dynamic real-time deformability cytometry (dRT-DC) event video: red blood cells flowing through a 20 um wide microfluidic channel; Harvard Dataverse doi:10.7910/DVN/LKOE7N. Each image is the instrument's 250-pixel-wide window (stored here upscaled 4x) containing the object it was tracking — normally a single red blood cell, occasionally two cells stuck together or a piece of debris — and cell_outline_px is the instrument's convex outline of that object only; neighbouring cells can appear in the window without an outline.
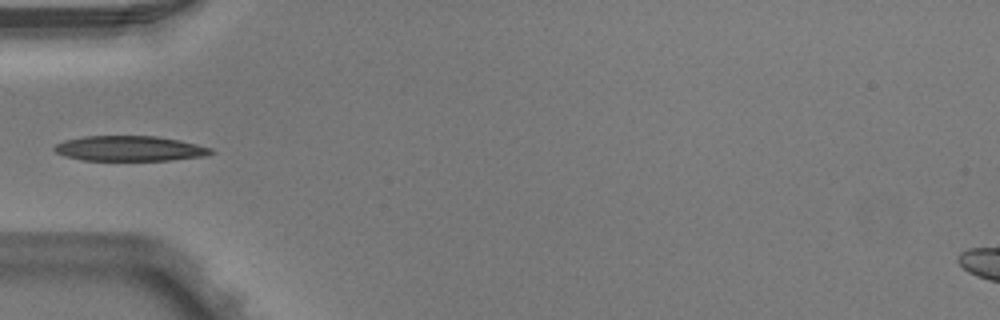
{"species": "Egyptian fruit bat (a non-hibernating species)", "species_latin": "Rousettus aegyptiacus", "temperature_condition": "warm", "stored_images_in_passage": 3, "camera_frame_rate_fps": 3000, "um_per_image_px": 0.085, "animal": {"sex": "male"}, "frame": {"image": 1, "passage_image": 3, "time_ms": 0.667, "image_size_px": [1000, 320], "cell_outline_px": [[216, 152], [208, 156], [172, 160], [84, 160], [64, 156], [56, 152], [52, 148], [56, 144], [64, 140], [84, 136], [156, 136], [180, 140], [212, 148]], "centroid_in_image_um": [11.06, 12.62], "position_along_channel_um": 73.9, "area_um2": 23.12}}